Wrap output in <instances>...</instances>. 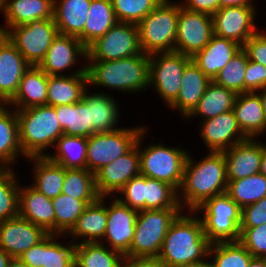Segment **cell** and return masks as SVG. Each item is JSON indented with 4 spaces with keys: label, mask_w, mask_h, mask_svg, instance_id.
<instances>
[{
    "label": "cell",
    "mask_w": 266,
    "mask_h": 267,
    "mask_svg": "<svg viewBox=\"0 0 266 267\" xmlns=\"http://www.w3.org/2000/svg\"><path fill=\"white\" fill-rule=\"evenodd\" d=\"M207 155L196 163L190 154L187 156L180 186L183 194L178 193V202L182 210L186 206L193 213L206 200L227 191L228 181L223 152L210 151ZM179 196L183 198L180 199Z\"/></svg>",
    "instance_id": "1"
},
{
    "label": "cell",
    "mask_w": 266,
    "mask_h": 267,
    "mask_svg": "<svg viewBox=\"0 0 266 267\" xmlns=\"http://www.w3.org/2000/svg\"><path fill=\"white\" fill-rule=\"evenodd\" d=\"M209 246L201 216L180 213L170 225L158 257L168 267L194 263L208 256Z\"/></svg>",
    "instance_id": "2"
},
{
    "label": "cell",
    "mask_w": 266,
    "mask_h": 267,
    "mask_svg": "<svg viewBox=\"0 0 266 267\" xmlns=\"http://www.w3.org/2000/svg\"><path fill=\"white\" fill-rule=\"evenodd\" d=\"M88 84L128 92L142 91L149 85V55L141 53L128 58L98 61L87 60Z\"/></svg>",
    "instance_id": "3"
},
{
    "label": "cell",
    "mask_w": 266,
    "mask_h": 267,
    "mask_svg": "<svg viewBox=\"0 0 266 267\" xmlns=\"http://www.w3.org/2000/svg\"><path fill=\"white\" fill-rule=\"evenodd\" d=\"M16 113L19 143L26 159L45 156L43 150L55 146L64 134L54 106H34L16 110Z\"/></svg>",
    "instance_id": "4"
},
{
    "label": "cell",
    "mask_w": 266,
    "mask_h": 267,
    "mask_svg": "<svg viewBox=\"0 0 266 267\" xmlns=\"http://www.w3.org/2000/svg\"><path fill=\"white\" fill-rule=\"evenodd\" d=\"M178 16L179 3L163 0L137 24L142 53L150 56L174 51Z\"/></svg>",
    "instance_id": "5"
},
{
    "label": "cell",
    "mask_w": 266,
    "mask_h": 267,
    "mask_svg": "<svg viewBox=\"0 0 266 267\" xmlns=\"http://www.w3.org/2000/svg\"><path fill=\"white\" fill-rule=\"evenodd\" d=\"M182 208L140 210L125 258L158 257L164 238Z\"/></svg>",
    "instance_id": "6"
},
{
    "label": "cell",
    "mask_w": 266,
    "mask_h": 267,
    "mask_svg": "<svg viewBox=\"0 0 266 267\" xmlns=\"http://www.w3.org/2000/svg\"><path fill=\"white\" fill-rule=\"evenodd\" d=\"M198 210L204 211L201 222L210 244L240 240L241 208L227 193L206 200L194 213Z\"/></svg>",
    "instance_id": "7"
},
{
    "label": "cell",
    "mask_w": 266,
    "mask_h": 267,
    "mask_svg": "<svg viewBox=\"0 0 266 267\" xmlns=\"http://www.w3.org/2000/svg\"><path fill=\"white\" fill-rule=\"evenodd\" d=\"M147 128L138 138V151L140 158V174L169 183L177 191L183 181L184 167L188 153L176 147H165L162 144H150L149 147L140 150L139 146ZM180 149V150H179ZM179 189V190H178Z\"/></svg>",
    "instance_id": "8"
},
{
    "label": "cell",
    "mask_w": 266,
    "mask_h": 267,
    "mask_svg": "<svg viewBox=\"0 0 266 267\" xmlns=\"http://www.w3.org/2000/svg\"><path fill=\"white\" fill-rule=\"evenodd\" d=\"M146 127L120 128L108 133H95L88 137L86 169L98 172L103 166L130 151Z\"/></svg>",
    "instance_id": "9"
},
{
    "label": "cell",
    "mask_w": 266,
    "mask_h": 267,
    "mask_svg": "<svg viewBox=\"0 0 266 267\" xmlns=\"http://www.w3.org/2000/svg\"><path fill=\"white\" fill-rule=\"evenodd\" d=\"M58 35L54 18L37 19L11 27L7 38L16 46L24 59L38 66L44 59L53 39Z\"/></svg>",
    "instance_id": "10"
},
{
    "label": "cell",
    "mask_w": 266,
    "mask_h": 267,
    "mask_svg": "<svg viewBox=\"0 0 266 267\" xmlns=\"http://www.w3.org/2000/svg\"><path fill=\"white\" fill-rule=\"evenodd\" d=\"M86 60L111 61L142 53L139 44L138 26L117 22L102 37L87 48Z\"/></svg>",
    "instance_id": "11"
},
{
    "label": "cell",
    "mask_w": 266,
    "mask_h": 267,
    "mask_svg": "<svg viewBox=\"0 0 266 267\" xmlns=\"http://www.w3.org/2000/svg\"><path fill=\"white\" fill-rule=\"evenodd\" d=\"M191 61V57L176 51L149 56V84H154L157 93L165 100L167 106L170 107L177 99L183 71Z\"/></svg>",
    "instance_id": "12"
},
{
    "label": "cell",
    "mask_w": 266,
    "mask_h": 267,
    "mask_svg": "<svg viewBox=\"0 0 266 267\" xmlns=\"http://www.w3.org/2000/svg\"><path fill=\"white\" fill-rule=\"evenodd\" d=\"M213 35L211 15L190 11L179 4L174 51L192 58L209 43Z\"/></svg>",
    "instance_id": "13"
},
{
    "label": "cell",
    "mask_w": 266,
    "mask_h": 267,
    "mask_svg": "<svg viewBox=\"0 0 266 267\" xmlns=\"http://www.w3.org/2000/svg\"><path fill=\"white\" fill-rule=\"evenodd\" d=\"M255 12L253 6L220 8L212 15L214 35L243 46L258 32L254 23Z\"/></svg>",
    "instance_id": "14"
},
{
    "label": "cell",
    "mask_w": 266,
    "mask_h": 267,
    "mask_svg": "<svg viewBox=\"0 0 266 267\" xmlns=\"http://www.w3.org/2000/svg\"><path fill=\"white\" fill-rule=\"evenodd\" d=\"M140 174V158L138 140L136 145L123 156L103 166L95 173V188L97 194L107 197L114 195L131 178Z\"/></svg>",
    "instance_id": "15"
},
{
    "label": "cell",
    "mask_w": 266,
    "mask_h": 267,
    "mask_svg": "<svg viewBox=\"0 0 266 267\" xmlns=\"http://www.w3.org/2000/svg\"><path fill=\"white\" fill-rule=\"evenodd\" d=\"M110 207H107V223L103 239L109 242L110 249L125 256L133 241L138 212L121 203L114 197Z\"/></svg>",
    "instance_id": "16"
},
{
    "label": "cell",
    "mask_w": 266,
    "mask_h": 267,
    "mask_svg": "<svg viewBox=\"0 0 266 267\" xmlns=\"http://www.w3.org/2000/svg\"><path fill=\"white\" fill-rule=\"evenodd\" d=\"M47 235L42 227L19 216L0 221V249L12 258L37 245Z\"/></svg>",
    "instance_id": "17"
},
{
    "label": "cell",
    "mask_w": 266,
    "mask_h": 267,
    "mask_svg": "<svg viewBox=\"0 0 266 267\" xmlns=\"http://www.w3.org/2000/svg\"><path fill=\"white\" fill-rule=\"evenodd\" d=\"M227 181L238 180L260 173L263 144L247 138L223 151Z\"/></svg>",
    "instance_id": "18"
},
{
    "label": "cell",
    "mask_w": 266,
    "mask_h": 267,
    "mask_svg": "<svg viewBox=\"0 0 266 267\" xmlns=\"http://www.w3.org/2000/svg\"><path fill=\"white\" fill-rule=\"evenodd\" d=\"M202 122L200 135L209 152H223L247 139L237 123L233 110Z\"/></svg>",
    "instance_id": "19"
},
{
    "label": "cell",
    "mask_w": 266,
    "mask_h": 267,
    "mask_svg": "<svg viewBox=\"0 0 266 267\" xmlns=\"http://www.w3.org/2000/svg\"><path fill=\"white\" fill-rule=\"evenodd\" d=\"M29 67L16 46L6 38L0 45V104L5 105L14 97Z\"/></svg>",
    "instance_id": "20"
},
{
    "label": "cell",
    "mask_w": 266,
    "mask_h": 267,
    "mask_svg": "<svg viewBox=\"0 0 266 267\" xmlns=\"http://www.w3.org/2000/svg\"><path fill=\"white\" fill-rule=\"evenodd\" d=\"M77 56H87L86 47L79 38L59 34L53 39L44 59L38 65L47 75H59L78 61ZM59 72V73H58Z\"/></svg>",
    "instance_id": "21"
},
{
    "label": "cell",
    "mask_w": 266,
    "mask_h": 267,
    "mask_svg": "<svg viewBox=\"0 0 266 267\" xmlns=\"http://www.w3.org/2000/svg\"><path fill=\"white\" fill-rule=\"evenodd\" d=\"M18 216L42 227L48 234H54V208L52 199L33 186L20 188Z\"/></svg>",
    "instance_id": "22"
},
{
    "label": "cell",
    "mask_w": 266,
    "mask_h": 267,
    "mask_svg": "<svg viewBox=\"0 0 266 267\" xmlns=\"http://www.w3.org/2000/svg\"><path fill=\"white\" fill-rule=\"evenodd\" d=\"M241 48L232 40L213 35L209 43L192 57V61L213 81Z\"/></svg>",
    "instance_id": "23"
},
{
    "label": "cell",
    "mask_w": 266,
    "mask_h": 267,
    "mask_svg": "<svg viewBox=\"0 0 266 267\" xmlns=\"http://www.w3.org/2000/svg\"><path fill=\"white\" fill-rule=\"evenodd\" d=\"M86 84H88L86 66L68 76L48 75L47 105L56 107L81 101L87 89Z\"/></svg>",
    "instance_id": "24"
},
{
    "label": "cell",
    "mask_w": 266,
    "mask_h": 267,
    "mask_svg": "<svg viewBox=\"0 0 266 267\" xmlns=\"http://www.w3.org/2000/svg\"><path fill=\"white\" fill-rule=\"evenodd\" d=\"M232 110L242 133L247 138H254L266 130V116L260 94L257 92L237 94Z\"/></svg>",
    "instance_id": "25"
},
{
    "label": "cell",
    "mask_w": 266,
    "mask_h": 267,
    "mask_svg": "<svg viewBox=\"0 0 266 267\" xmlns=\"http://www.w3.org/2000/svg\"><path fill=\"white\" fill-rule=\"evenodd\" d=\"M48 75L39 67L30 65L19 82L18 90L7 105L23 110L34 106L47 105Z\"/></svg>",
    "instance_id": "26"
},
{
    "label": "cell",
    "mask_w": 266,
    "mask_h": 267,
    "mask_svg": "<svg viewBox=\"0 0 266 267\" xmlns=\"http://www.w3.org/2000/svg\"><path fill=\"white\" fill-rule=\"evenodd\" d=\"M211 80L191 61L183 71L180 91L170 108L186 118L197 106Z\"/></svg>",
    "instance_id": "27"
},
{
    "label": "cell",
    "mask_w": 266,
    "mask_h": 267,
    "mask_svg": "<svg viewBox=\"0 0 266 267\" xmlns=\"http://www.w3.org/2000/svg\"><path fill=\"white\" fill-rule=\"evenodd\" d=\"M91 1L54 0L53 18L58 33L78 38L83 33Z\"/></svg>",
    "instance_id": "28"
},
{
    "label": "cell",
    "mask_w": 266,
    "mask_h": 267,
    "mask_svg": "<svg viewBox=\"0 0 266 267\" xmlns=\"http://www.w3.org/2000/svg\"><path fill=\"white\" fill-rule=\"evenodd\" d=\"M54 0H3L8 29L37 19L53 18Z\"/></svg>",
    "instance_id": "29"
},
{
    "label": "cell",
    "mask_w": 266,
    "mask_h": 267,
    "mask_svg": "<svg viewBox=\"0 0 266 267\" xmlns=\"http://www.w3.org/2000/svg\"><path fill=\"white\" fill-rule=\"evenodd\" d=\"M104 200L105 196H101L94 203L89 204L68 234L85 240L80 243L101 242L107 223V207L103 204Z\"/></svg>",
    "instance_id": "30"
},
{
    "label": "cell",
    "mask_w": 266,
    "mask_h": 267,
    "mask_svg": "<svg viewBox=\"0 0 266 267\" xmlns=\"http://www.w3.org/2000/svg\"><path fill=\"white\" fill-rule=\"evenodd\" d=\"M87 15L83 33L78 37L86 48L118 22L111 0H92Z\"/></svg>",
    "instance_id": "31"
},
{
    "label": "cell",
    "mask_w": 266,
    "mask_h": 267,
    "mask_svg": "<svg viewBox=\"0 0 266 267\" xmlns=\"http://www.w3.org/2000/svg\"><path fill=\"white\" fill-rule=\"evenodd\" d=\"M86 91L87 89L83 94V100L90 109L93 134L108 133L120 129L115 127L119 119V109L114 99L102 92L88 95Z\"/></svg>",
    "instance_id": "32"
},
{
    "label": "cell",
    "mask_w": 266,
    "mask_h": 267,
    "mask_svg": "<svg viewBox=\"0 0 266 267\" xmlns=\"http://www.w3.org/2000/svg\"><path fill=\"white\" fill-rule=\"evenodd\" d=\"M7 105L0 104V167H10L23 151L19 143L18 119L16 110L9 111Z\"/></svg>",
    "instance_id": "33"
},
{
    "label": "cell",
    "mask_w": 266,
    "mask_h": 267,
    "mask_svg": "<svg viewBox=\"0 0 266 267\" xmlns=\"http://www.w3.org/2000/svg\"><path fill=\"white\" fill-rule=\"evenodd\" d=\"M55 110L65 135L86 138L93 135L90 109L83 99L70 105L56 106Z\"/></svg>",
    "instance_id": "34"
},
{
    "label": "cell",
    "mask_w": 266,
    "mask_h": 267,
    "mask_svg": "<svg viewBox=\"0 0 266 267\" xmlns=\"http://www.w3.org/2000/svg\"><path fill=\"white\" fill-rule=\"evenodd\" d=\"M35 162L33 187L50 199L62 194L65 168L52 162L47 156L29 157Z\"/></svg>",
    "instance_id": "35"
},
{
    "label": "cell",
    "mask_w": 266,
    "mask_h": 267,
    "mask_svg": "<svg viewBox=\"0 0 266 267\" xmlns=\"http://www.w3.org/2000/svg\"><path fill=\"white\" fill-rule=\"evenodd\" d=\"M237 94L211 81L195 109L187 116L200 115L203 120L214 118L233 109Z\"/></svg>",
    "instance_id": "36"
},
{
    "label": "cell",
    "mask_w": 266,
    "mask_h": 267,
    "mask_svg": "<svg viewBox=\"0 0 266 267\" xmlns=\"http://www.w3.org/2000/svg\"><path fill=\"white\" fill-rule=\"evenodd\" d=\"M56 143L57 154L45 156L65 169H86L88 138L63 134Z\"/></svg>",
    "instance_id": "37"
},
{
    "label": "cell",
    "mask_w": 266,
    "mask_h": 267,
    "mask_svg": "<svg viewBox=\"0 0 266 267\" xmlns=\"http://www.w3.org/2000/svg\"><path fill=\"white\" fill-rule=\"evenodd\" d=\"M103 243H80L76 267H124L125 257L115 250H109Z\"/></svg>",
    "instance_id": "38"
},
{
    "label": "cell",
    "mask_w": 266,
    "mask_h": 267,
    "mask_svg": "<svg viewBox=\"0 0 266 267\" xmlns=\"http://www.w3.org/2000/svg\"><path fill=\"white\" fill-rule=\"evenodd\" d=\"M95 201H82L65 194L52 199L54 208V234H67L75 225L85 208Z\"/></svg>",
    "instance_id": "39"
},
{
    "label": "cell",
    "mask_w": 266,
    "mask_h": 267,
    "mask_svg": "<svg viewBox=\"0 0 266 267\" xmlns=\"http://www.w3.org/2000/svg\"><path fill=\"white\" fill-rule=\"evenodd\" d=\"M226 193L242 209L266 196V176L255 174L228 182Z\"/></svg>",
    "instance_id": "40"
},
{
    "label": "cell",
    "mask_w": 266,
    "mask_h": 267,
    "mask_svg": "<svg viewBox=\"0 0 266 267\" xmlns=\"http://www.w3.org/2000/svg\"><path fill=\"white\" fill-rule=\"evenodd\" d=\"M62 194L82 201H96L95 174L87 169H65Z\"/></svg>",
    "instance_id": "41"
},
{
    "label": "cell",
    "mask_w": 266,
    "mask_h": 267,
    "mask_svg": "<svg viewBox=\"0 0 266 267\" xmlns=\"http://www.w3.org/2000/svg\"><path fill=\"white\" fill-rule=\"evenodd\" d=\"M208 255L212 256V267H248L253 258L240 241L218 242L210 244Z\"/></svg>",
    "instance_id": "42"
},
{
    "label": "cell",
    "mask_w": 266,
    "mask_h": 267,
    "mask_svg": "<svg viewBox=\"0 0 266 267\" xmlns=\"http://www.w3.org/2000/svg\"><path fill=\"white\" fill-rule=\"evenodd\" d=\"M58 236L48 234L43 239L42 267H76L79 244L62 245L55 241Z\"/></svg>",
    "instance_id": "43"
},
{
    "label": "cell",
    "mask_w": 266,
    "mask_h": 267,
    "mask_svg": "<svg viewBox=\"0 0 266 267\" xmlns=\"http://www.w3.org/2000/svg\"><path fill=\"white\" fill-rule=\"evenodd\" d=\"M249 62L247 53L241 48L228 64L219 71L214 82L236 94L245 92V70Z\"/></svg>",
    "instance_id": "44"
},
{
    "label": "cell",
    "mask_w": 266,
    "mask_h": 267,
    "mask_svg": "<svg viewBox=\"0 0 266 267\" xmlns=\"http://www.w3.org/2000/svg\"><path fill=\"white\" fill-rule=\"evenodd\" d=\"M181 208L178 191L169 183L145 176V210Z\"/></svg>",
    "instance_id": "45"
},
{
    "label": "cell",
    "mask_w": 266,
    "mask_h": 267,
    "mask_svg": "<svg viewBox=\"0 0 266 267\" xmlns=\"http://www.w3.org/2000/svg\"><path fill=\"white\" fill-rule=\"evenodd\" d=\"M12 170L0 167V221L18 216L19 183Z\"/></svg>",
    "instance_id": "46"
},
{
    "label": "cell",
    "mask_w": 266,
    "mask_h": 267,
    "mask_svg": "<svg viewBox=\"0 0 266 267\" xmlns=\"http://www.w3.org/2000/svg\"><path fill=\"white\" fill-rule=\"evenodd\" d=\"M118 22L138 24L163 0H111Z\"/></svg>",
    "instance_id": "47"
},
{
    "label": "cell",
    "mask_w": 266,
    "mask_h": 267,
    "mask_svg": "<svg viewBox=\"0 0 266 267\" xmlns=\"http://www.w3.org/2000/svg\"><path fill=\"white\" fill-rule=\"evenodd\" d=\"M118 192L123 196L117 198L121 203L137 211L145 210V176L139 174L131 178Z\"/></svg>",
    "instance_id": "48"
},
{
    "label": "cell",
    "mask_w": 266,
    "mask_h": 267,
    "mask_svg": "<svg viewBox=\"0 0 266 267\" xmlns=\"http://www.w3.org/2000/svg\"><path fill=\"white\" fill-rule=\"evenodd\" d=\"M240 242L254 258L266 256V223L253 228H240Z\"/></svg>",
    "instance_id": "49"
},
{
    "label": "cell",
    "mask_w": 266,
    "mask_h": 267,
    "mask_svg": "<svg viewBox=\"0 0 266 267\" xmlns=\"http://www.w3.org/2000/svg\"><path fill=\"white\" fill-rule=\"evenodd\" d=\"M266 223V196L241 209L240 228H253Z\"/></svg>",
    "instance_id": "50"
},
{
    "label": "cell",
    "mask_w": 266,
    "mask_h": 267,
    "mask_svg": "<svg viewBox=\"0 0 266 267\" xmlns=\"http://www.w3.org/2000/svg\"><path fill=\"white\" fill-rule=\"evenodd\" d=\"M266 87V66L250 61L245 70V92H258Z\"/></svg>",
    "instance_id": "51"
},
{
    "label": "cell",
    "mask_w": 266,
    "mask_h": 267,
    "mask_svg": "<svg viewBox=\"0 0 266 267\" xmlns=\"http://www.w3.org/2000/svg\"><path fill=\"white\" fill-rule=\"evenodd\" d=\"M250 61L266 66V34L259 31L250 37L242 46Z\"/></svg>",
    "instance_id": "52"
},
{
    "label": "cell",
    "mask_w": 266,
    "mask_h": 267,
    "mask_svg": "<svg viewBox=\"0 0 266 267\" xmlns=\"http://www.w3.org/2000/svg\"><path fill=\"white\" fill-rule=\"evenodd\" d=\"M181 6L190 11L213 15L220 9V0H186Z\"/></svg>",
    "instance_id": "53"
},
{
    "label": "cell",
    "mask_w": 266,
    "mask_h": 267,
    "mask_svg": "<svg viewBox=\"0 0 266 267\" xmlns=\"http://www.w3.org/2000/svg\"><path fill=\"white\" fill-rule=\"evenodd\" d=\"M18 258L23 261L28 267H42L43 258V240L37 245L30 247L23 252Z\"/></svg>",
    "instance_id": "54"
},
{
    "label": "cell",
    "mask_w": 266,
    "mask_h": 267,
    "mask_svg": "<svg viewBox=\"0 0 266 267\" xmlns=\"http://www.w3.org/2000/svg\"><path fill=\"white\" fill-rule=\"evenodd\" d=\"M124 267H168L159 257L125 258Z\"/></svg>",
    "instance_id": "55"
},
{
    "label": "cell",
    "mask_w": 266,
    "mask_h": 267,
    "mask_svg": "<svg viewBox=\"0 0 266 267\" xmlns=\"http://www.w3.org/2000/svg\"><path fill=\"white\" fill-rule=\"evenodd\" d=\"M251 0H220V8L223 7H238V6H253Z\"/></svg>",
    "instance_id": "56"
},
{
    "label": "cell",
    "mask_w": 266,
    "mask_h": 267,
    "mask_svg": "<svg viewBox=\"0 0 266 267\" xmlns=\"http://www.w3.org/2000/svg\"><path fill=\"white\" fill-rule=\"evenodd\" d=\"M11 258L6 251L0 249V267H8Z\"/></svg>",
    "instance_id": "57"
},
{
    "label": "cell",
    "mask_w": 266,
    "mask_h": 267,
    "mask_svg": "<svg viewBox=\"0 0 266 267\" xmlns=\"http://www.w3.org/2000/svg\"><path fill=\"white\" fill-rule=\"evenodd\" d=\"M175 267H212V266H211V263L209 261L206 262L205 260H201L198 262L188 263V264H184V265H178Z\"/></svg>",
    "instance_id": "58"
},
{
    "label": "cell",
    "mask_w": 266,
    "mask_h": 267,
    "mask_svg": "<svg viewBox=\"0 0 266 267\" xmlns=\"http://www.w3.org/2000/svg\"><path fill=\"white\" fill-rule=\"evenodd\" d=\"M248 267H266V261L264 258H252Z\"/></svg>",
    "instance_id": "59"
},
{
    "label": "cell",
    "mask_w": 266,
    "mask_h": 267,
    "mask_svg": "<svg viewBox=\"0 0 266 267\" xmlns=\"http://www.w3.org/2000/svg\"><path fill=\"white\" fill-rule=\"evenodd\" d=\"M260 173L266 176V145L263 144V155L261 158Z\"/></svg>",
    "instance_id": "60"
},
{
    "label": "cell",
    "mask_w": 266,
    "mask_h": 267,
    "mask_svg": "<svg viewBox=\"0 0 266 267\" xmlns=\"http://www.w3.org/2000/svg\"><path fill=\"white\" fill-rule=\"evenodd\" d=\"M8 267H28V266L18 257H15L10 259Z\"/></svg>",
    "instance_id": "61"
},
{
    "label": "cell",
    "mask_w": 266,
    "mask_h": 267,
    "mask_svg": "<svg viewBox=\"0 0 266 267\" xmlns=\"http://www.w3.org/2000/svg\"><path fill=\"white\" fill-rule=\"evenodd\" d=\"M261 90H263V92L261 91V93H258V94H261L260 98H261L263 109H264V113H265V116H266V87L262 88Z\"/></svg>",
    "instance_id": "62"
},
{
    "label": "cell",
    "mask_w": 266,
    "mask_h": 267,
    "mask_svg": "<svg viewBox=\"0 0 266 267\" xmlns=\"http://www.w3.org/2000/svg\"><path fill=\"white\" fill-rule=\"evenodd\" d=\"M7 30L5 28H0V45L7 38Z\"/></svg>",
    "instance_id": "63"
},
{
    "label": "cell",
    "mask_w": 266,
    "mask_h": 267,
    "mask_svg": "<svg viewBox=\"0 0 266 267\" xmlns=\"http://www.w3.org/2000/svg\"><path fill=\"white\" fill-rule=\"evenodd\" d=\"M0 11H3V0H0ZM0 28H3V27L0 26Z\"/></svg>",
    "instance_id": "64"
}]
</instances>
